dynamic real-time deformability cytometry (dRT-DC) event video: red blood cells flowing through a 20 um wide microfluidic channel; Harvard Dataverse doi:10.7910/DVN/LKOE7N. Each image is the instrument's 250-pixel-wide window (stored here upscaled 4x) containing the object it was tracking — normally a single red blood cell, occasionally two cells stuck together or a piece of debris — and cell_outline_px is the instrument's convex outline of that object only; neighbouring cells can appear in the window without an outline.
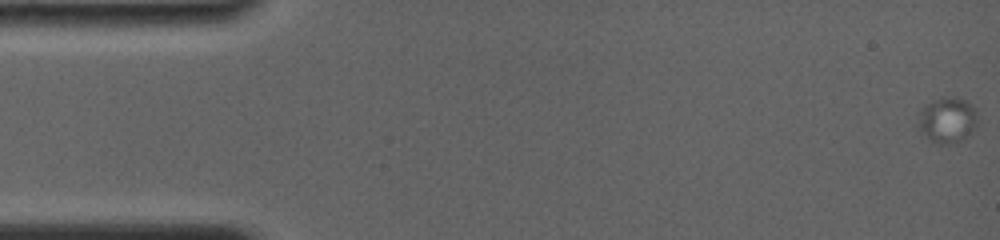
{"species": "common noctule bat (a hibernating species)", "species_latin": "Nyctalus noctula", "temperature_condition": "room temperature", "stored_images_in_passage": 13, "camera_frame_rate_fps": 4000, "um_per_image_px": 0.085, "animal": {"sex": "female", "body_mass_g": 19.0, "forearm_length_mm": 56.7}, "frame": {"image": 1, "passage_image": 1, "time_ms": 0.0, "image_size_px": [1000, 240], "cell_outline_px": [[976, 124], [972, 132], [960, 140], [948, 144], [940, 144], [928, 140], [920, 132], [916, 124], [920, 112], [924, 104], [944, 96], [964, 100], [976, 108]], "centroid_in_image_um": [80.47, 10.21], "position_along_channel_um": 4.5, "area_um2": 15.84}}
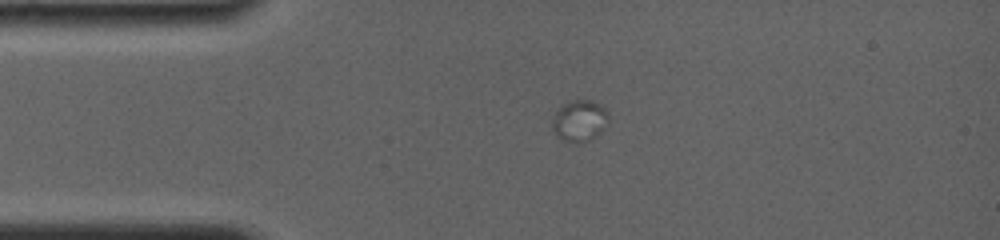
{"frame": {"image": 2, "passage_image": 8, "time_ms": 4.0, "image_size_px": [1000, 240], "cell_outline_px": [[608, 112], [600, 128], [588, 140], [564, 140], [556, 136], [552, 128], [552, 124], [556, 112], [564, 104], [576, 100], [588, 100], [604, 108]], "centroid_in_image_um": [49.17, 10.22], "position_along_channel_um": 35.8, "area_um2": 12.25}}